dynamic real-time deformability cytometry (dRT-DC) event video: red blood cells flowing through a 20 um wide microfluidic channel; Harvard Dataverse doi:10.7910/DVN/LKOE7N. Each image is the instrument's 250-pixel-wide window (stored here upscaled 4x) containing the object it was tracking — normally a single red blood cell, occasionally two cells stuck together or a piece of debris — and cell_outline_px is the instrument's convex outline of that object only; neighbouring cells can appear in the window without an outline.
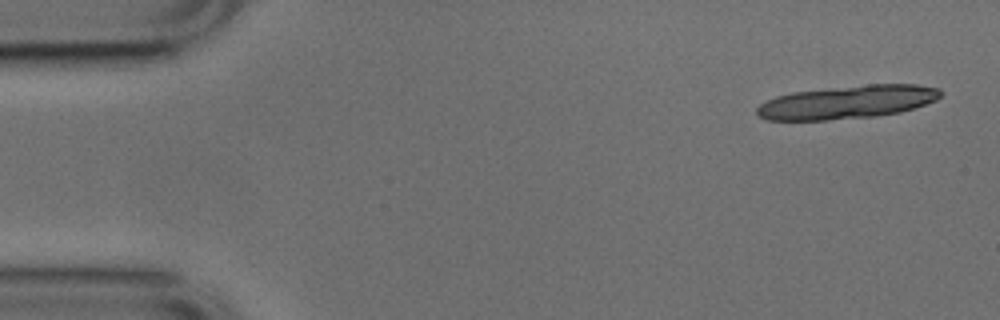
{"species": "common noctule bat (a hibernating species)", "species_latin": "Nyctalus noctula", "temperature_condition": "cold", "stored_images_in_passage": 17, "camera_frame_rate_fps": 3000, "um_per_image_px": 0.085, "animal": {"sex": "male", "body_mass_g": 17.9, "forearm_length_mm": 54.2}, "frame": {"image": 1, "passage_image": 2, "time_ms": 0.333, "image_size_px": [1000, 320], "cell_outline_px": [[944, 92], [936, 100], [900, 112], [876, 116], [828, 120], [768, 120], [760, 116], [756, 112], [756, 108], [760, 104], [776, 96], [792, 92], [868, 84], [916, 84], [940, 88]], "centroid_in_image_um": [72.04, 8.67], "position_along_channel_um": 13.0, "area_um2": 35.49}}